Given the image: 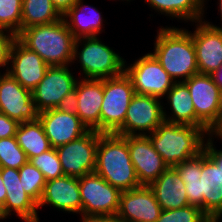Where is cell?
Masks as SVG:
<instances>
[{
    "mask_svg": "<svg viewBox=\"0 0 222 222\" xmlns=\"http://www.w3.org/2000/svg\"><path fill=\"white\" fill-rule=\"evenodd\" d=\"M94 172L120 191L142 186L131 161L127 140L116 133L98 132Z\"/></svg>",
    "mask_w": 222,
    "mask_h": 222,
    "instance_id": "3957f363",
    "label": "cell"
},
{
    "mask_svg": "<svg viewBox=\"0 0 222 222\" xmlns=\"http://www.w3.org/2000/svg\"><path fill=\"white\" fill-rule=\"evenodd\" d=\"M134 95L132 81L125 72L117 77L103 79L100 133H115L123 125Z\"/></svg>",
    "mask_w": 222,
    "mask_h": 222,
    "instance_id": "8992f818",
    "label": "cell"
},
{
    "mask_svg": "<svg viewBox=\"0 0 222 222\" xmlns=\"http://www.w3.org/2000/svg\"><path fill=\"white\" fill-rule=\"evenodd\" d=\"M7 217L5 216L3 209H2V205L0 204V220H4Z\"/></svg>",
    "mask_w": 222,
    "mask_h": 222,
    "instance_id": "bcb514c9",
    "label": "cell"
},
{
    "mask_svg": "<svg viewBox=\"0 0 222 222\" xmlns=\"http://www.w3.org/2000/svg\"><path fill=\"white\" fill-rule=\"evenodd\" d=\"M155 38L152 54L175 82H184L199 73L195 46L188 29L160 26Z\"/></svg>",
    "mask_w": 222,
    "mask_h": 222,
    "instance_id": "6da1fadb",
    "label": "cell"
},
{
    "mask_svg": "<svg viewBox=\"0 0 222 222\" xmlns=\"http://www.w3.org/2000/svg\"><path fill=\"white\" fill-rule=\"evenodd\" d=\"M156 222H213L200 207L188 205L178 209L162 210Z\"/></svg>",
    "mask_w": 222,
    "mask_h": 222,
    "instance_id": "d6a6232c",
    "label": "cell"
},
{
    "mask_svg": "<svg viewBox=\"0 0 222 222\" xmlns=\"http://www.w3.org/2000/svg\"><path fill=\"white\" fill-rule=\"evenodd\" d=\"M219 9H218V11L221 13L220 14V16H221V21H222V0H219ZM209 25H211V26H213V27H216V28H220V29H222V27H217L216 25H214V24H212L211 22H208V21H206Z\"/></svg>",
    "mask_w": 222,
    "mask_h": 222,
    "instance_id": "ee69618b",
    "label": "cell"
},
{
    "mask_svg": "<svg viewBox=\"0 0 222 222\" xmlns=\"http://www.w3.org/2000/svg\"><path fill=\"white\" fill-rule=\"evenodd\" d=\"M163 105L158 97L135 94L127 109L123 125L115 133L128 136L148 135L154 132L164 122Z\"/></svg>",
    "mask_w": 222,
    "mask_h": 222,
    "instance_id": "30bf717a",
    "label": "cell"
},
{
    "mask_svg": "<svg viewBox=\"0 0 222 222\" xmlns=\"http://www.w3.org/2000/svg\"><path fill=\"white\" fill-rule=\"evenodd\" d=\"M57 11L63 16L76 2V0H51Z\"/></svg>",
    "mask_w": 222,
    "mask_h": 222,
    "instance_id": "f35d334b",
    "label": "cell"
},
{
    "mask_svg": "<svg viewBox=\"0 0 222 222\" xmlns=\"http://www.w3.org/2000/svg\"><path fill=\"white\" fill-rule=\"evenodd\" d=\"M6 200V189L0 174V204L3 206Z\"/></svg>",
    "mask_w": 222,
    "mask_h": 222,
    "instance_id": "7bdbcfd3",
    "label": "cell"
},
{
    "mask_svg": "<svg viewBox=\"0 0 222 222\" xmlns=\"http://www.w3.org/2000/svg\"><path fill=\"white\" fill-rule=\"evenodd\" d=\"M23 0H0V30L21 31Z\"/></svg>",
    "mask_w": 222,
    "mask_h": 222,
    "instance_id": "4dcf8cb0",
    "label": "cell"
},
{
    "mask_svg": "<svg viewBox=\"0 0 222 222\" xmlns=\"http://www.w3.org/2000/svg\"><path fill=\"white\" fill-rule=\"evenodd\" d=\"M128 143L131 161L141 185L148 186L167 168L161 155L153 148L147 135L124 136Z\"/></svg>",
    "mask_w": 222,
    "mask_h": 222,
    "instance_id": "5bb4252c",
    "label": "cell"
},
{
    "mask_svg": "<svg viewBox=\"0 0 222 222\" xmlns=\"http://www.w3.org/2000/svg\"><path fill=\"white\" fill-rule=\"evenodd\" d=\"M38 119L53 148L76 140L89 131L77 114L61 112L56 108L39 112Z\"/></svg>",
    "mask_w": 222,
    "mask_h": 222,
    "instance_id": "2e32d148",
    "label": "cell"
},
{
    "mask_svg": "<svg viewBox=\"0 0 222 222\" xmlns=\"http://www.w3.org/2000/svg\"><path fill=\"white\" fill-rule=\"evenodd\" d=\"M12 63V64H11ZM8 73L31 92L44 78L49 65L16 40L11 48Z\"/></svg>",
    "mask_w": 222,
    "mask_h": 222,
    "instance_id": "d6986e66",
    "label": "cell"
},
{
    "mask_svg": "<svg viewBox=\"0 0 222 222\" xmlns=\"http://www.w3.org/2000/svg\"><path fill=\"white\" fill-rule=\"evenodd\" d=\"M78 107V99H77V92H76V86L73 91L66 94L60 103L57 105L56 109L61 112H67L70 114H76Z\"/></svg>",
    "mask_w": 222,
    "mask_h": 222,
    "instance_id": "8d00e7d4",
    "label": "cell"
},
{
    "mask_svg": "<svg viewBox=\"0 0 222 222\" xmlns=\"http://www.w3.org/2000/svg\"><path fill=\"white\" fill-rule=\"evenodd\" d=\"M82 214L116 216L121 191L95 172L79 178Z\"/></svg>",
    "mask_w": 222,
    "mask_h": 222,
    "instance_id": "ba28073f",
    "label": "cell"
},
{
    "mask_svg": "<svg viewBox=\"0 0 222 222\" xmlns=\"http://www.w3.org/2000/svg\"><path fill=\"white\" fill-rule=\"evenodd\" d=\"M165 98H167L172 112L169 116L163 108L165 122L199 127L208 135L211 134V131L196 117L190 91L184 82H175Z\"/></svg>",
    "mask_w": 222,
    "mask_h": 222,
    "instance_id": "cb8c5ba5",
    "label": "cell"
},
{
    "mask_svg": "<svg viewBox=\"0 0 222 222\" xmlns=\"http://www.w3.org/2000/svg\"><path fill=\"white\" fill-rule=\"evenodd\" d=\"M53 206L57 210L82 214V201L79 190V178L63 175L46 181L38 209Z\"/></svg>",
    "mask_w": 222,
    "mask_h": 222,
    "instance_id": "ffe728a7",
    "label": "cell"
},
{
    "mask_svg": "<svg viewBox=\"0 0 222 222\" xmlns=\"http://www.w3.org/2000/svg\"><path fill=\"white\" fill-rule=\"evenodd\" d=\"M148 186L162 210L178 209L190 205L185 183L174 167H168Z\"/></svg>",
    "mask_w": 222,
    "mask_h": 222,
    "instance_id": "603a6c76",
    "label": "cell"
},
{
    "mask_svg": "<svg viewBox=\"0 0 222 222\" xmlns=\"http://www.w3.org/2000/svg\"><path fill=\"white\" fill-rule=\"evenodd\" d=\"M29 161L43 173L46 181L64 175L58 154L53 147L38 156L32 157Z\"/></svg>",
    "mask_w": 222,
    "mask_h": 222,
    "instance_id": "836d02e7",
    "label": "cell"
},
{
    "mask_svg": "<svg viewBox=\"0 0 222 222\" xmlns=\"http://www.w3.org/2000/svg\"><path fill=\"white\" fill-rule=\"evenodd\" d=\"M111 222H129V221L120 219L117 216H111Z\"/></svg>",
    "mask_w": 222,
    "mask_h": 222,
    "instance_id": "f6af8a7d",
    "label": "cell"
},
{
    "mask_svg": "<svg viewBox=\"0 0 222 222\" xmlns=\"http://www.w3.org/2000/svg\"><path fill=\"white\" fill-rule=\"evenodd\" d=\"M212 139H214L213 136L208 135L203 150L217 164L219 169L222 170V150L216 149L217 147L213 144L214 140Z\"/></svg>",
    "mask_w": 222,
    "mask_h": 222,
    "instance_id": "74e56055",
    "label": "cell"
},
{
    "mask_svg": "<svg viewBox=\"0 0 222 222\" xmlns=\"http://www.w3.org/2000/svg\"><path fill=\"white\" fill-rule=\"evenodd\" d=\"M207 0H145L155 12L195 23L204 19L205 3Z\"/></svg>",
    "mask_w": 222,
    "mask_h": 222,
    "instance_id": "484cf974",
    "label": "cell"
},
{
    "mask_svg": "<svg viewBox=\"0 0 222 222\" xmlns=\"http://www.w3.org/2000/svg\"><path fill=\"white\" fill-rule=\"evenodd\" d=\"M82 216L81 222H111V216L107 215H85L80 214Z\"/></svg>",
    "mask_w": 222,
    "mask_h": 222,
    "instance_id": "ab89813d",
    "label": "cell"
},
{
    "mask_svg": "<svg viewBox=\"0 0 222 222\" xmlns=\"http://www.w3.org/2000/svg\"><path fill=\"white\" fill-rule=\"evenodd\" d=\"M205 135L202 128L164 121L147 136L168 167H174L203 151Z\"/></svg>",
    "mask_w": 222,
    "mask_h": 222,
    "instance_id": "277c9868",
    "label": "cell"
},
{
    "mask_svg": "<svg viewBox=\"0 0 222 222\" xmlns=\"http://www.w3.org/2000/svg\"><path fill=\"white\" fill-rule=\"evenodd\" d=\"M15 137L28 161L52 148L39 119L20 123Z\"/></svg>",
    "mask_w": 222,
    "mask_h": 222,
    "instance_id": "4316f807",
    "label": "cell"
},
{
    "mask_svg": "<svg viewBox=\"0 0 222 222\" xmlns=\"http://www.w3.org/2000/svg\"><path fill=\"white\" fill-rule=\"evenodd\" d=\"M0 174L6 189V200L2 206L5 216L13 215V211L24 222H39L37 203L23 189L19 171L0 167Z\"/></svg>",
    "mask_w": 222,
    "mask_h": 222,
    "instance_id": "ac0fdd59",
    "label": "cell"
},
{
    "mask_svg": "<svg viewBox=\"0 0 222 222\" xmlns=\"http://www.w3.org/2000/svg\"><path fill=\"white\" fill-rule=\"evenodd\" d=\"M16 40L17 35L13 32L0 30V68H6V73H8L11 48Z\"/></svg>",
    "mask_w": 222,
    "mask_h": 222,
    "instance_id": "e575fe53",
    "label": "cell"
},
{
    "mask_svg": "<svg viewBox=\"0 0 222 222\" xmlns=\"http://www.w3.org/2000/svg\"><path fill=\"white\" fill-rule=\"evenodd\" d=\"M19 124L17 120L11 119L0 112V139L15 136Z\"/></svg>",
    "mask_w": 222,
    "mask_h": 222,
    "instance_id": "d590c367",
    "label": "cell"
},
{
    "mask_svg": "<svg viewBox=\"0 0 222 222\" xmlns=\"http://www.w3.org/2000/svg\"><path fill=\"white\" fill-rule=\"evenodd\" d=\"M62 19V15L54 7L51 0H23L21 30L33 25L54 23Z\"/></svg>",
    "mask_w": 222,
    "mask_h": 222,
    "instance_id": "83f0119b",
    "label": "cell"
},
{
    "mask_svg": "<svg viewBox=\"0 0 222 222\" xmlns=\"http://www.w3.org/2000/svg\"><path fill=\"white\" fill-rule=\"evenodd\" d=\"M211 136H215V138H220L222 140V117L219 124L212 130ZM217 136V137H216Z\"/></svg>",
    "mask_w": 222,
    "mask_h": 222,
    "instance_id": "b9f144b4",
    "label": "cell"
},
{
    "mask_svg": "<svg viewBox=\"0 0 222 222\" xmlns=\"http://www.w3.org/2000/svg\"><path fill=\"white\" fill-rule=\"evenodd\" d=\"M28 161L16 137L0 139V167L19 169Z\"/></svg>",
    "mask_w": 222,
    "mask_h": 222,
    "instance_id": "1f68e13d",
    "label": "cell"
},
{
    "mask_svg": "<svg viewBox=\"0 0 222 222\" xmlns=\"http://www.w3.org/2000/svg\"><path fill=\"white\" fill-rule=\"evenodd\" d=\"M76 114L89 130L100 133V110L103 101V79L77 80Z\"/></svg>",
    "mask_w": 222,
    "mask_h": 222,
    "instance_id": "7402d4cb",
    "label": "cell"
},
{
    "mask_svg": "<svg viewBox=\"0 0 222 222\" xmlns=\"http://www.w3.org/2000/svg\"><path fill=\"white\" fill-rule=\"evenodd\" d=\"M83 3V0H76L75 4L62 16L76 39L96 37L103 32L102 28H104L100 11Z\"/></svg>",
    "mask_w": 222,
    "mask_h": 222,
    "instance_id": "d4e9b609",
    "label": "cell"
},
{
    "mask_svg": "<svg viewBox=\"0 0 222 222\" xmlns=\"http://www.w3.org/2000/svg\"><path fill=\"white\" fill-rule=\"evenodd\" d=\"M191 33L200 74H212L222 65V29L209 25L206 20L197 21Z\"/></svg>",
    "mask_w": 222,
    "mask_h": 222,
    "instance_id": "9a60e30c",
    "label": "cell"
},
{
    "mask_svg": "<svg viewBox=\"0 0 222 222\" xmlns=\"http://www.w3.org/2000/svg\"><path fill=\"white\" fill-rule=\"evenodd\" d=\"M76 60L80 63L84 79L117 77L123 74L125 69L123 57L102 43L97 36L75 40L72 64L76 63Z\"/></svg>",
    "mask_w": 222,
    "mask_h": 222,
    "instance_id": "5b68a950",
    "label": "cell"
},
{
    "mask_svg": "<svg viewBox=\"0 0 222 222\" xmlns=\"http://www.w3.org/2000/svg\"><path fill=\"white\" fill-rule=\"evenodd\" d=\"M126 63L125 60L124 72L131 79L135 94L162 99L175 83L152 53L139 57L129 66Z\"/></svg>",
    "mask_w": 222,
    "mask_h": 222,
    "instance_id": "52a82bcc",
    "label": "cell"
},
{
    "mask_svg": "<svg viewBox=\"0 0 222 222\" xmlns=\"http://www.w3.org/2000/svg\"><path fill=\"white\" fill-rule=\"evenodd\" d=\"M210 75H211L214 83L222 91V65Z\"/></svg>",
    "mask_w": 222,
    "mask_h": 222,
    "instance_id": "60d3db41",
    "label": "cell"
},
{
    "mask_svg": "<svg viewBox=\"0 0 222 222\" xmlns=\"http://www.w3.org/2000/svg\"><path fill=\"white\" fill-rule=\"evenodd\" d=\"M0 112L19 123L38 119L32 92L9 73L0 75Z\"/></svg>",
    "mask_w": 222,
    "mask_h": 222,
    "instance_id": "4fadbf2b",
    "label": "cell"
},
{
    "mask_svg": "<svg viewBox=\"0 0 222 222\" xmlns=\"http://www.w3.org/2000/svg\"><path fill=\"white\" fill-rule=\"evenodd\" d=\"M174 168L185 183L189 204L200 207L203 211V195H200L201 152Z\"/></svg>",
    "mask_w": 222,
    "mask_h": 222,
    "instance_id": "f1b7e54d",
    "label": "cell"
},
{
    "mask_svg": "<svg viewBox=\"0 0 222 222\" xmlns=\"http://www.w3.org/2000/svg\"><path fill=\"white\" fill-rule=\"evenodd\" d=\"M18 171L23 189L38 204L46 184L43 173L30 161L22 165Z\"/></svg>",
    "mask_w": 222,
    "mask_h": 222,
    "instance_id": "f546056e",
    "label": "cell"
},
{
    "mask_svg": "<svg viewBox=\"0 0 222 222\" xmlns=\"http://www.w3.org/2000/svg\"><path fill=\"white\" fill-rule=\"evenodd\" d=\"M98 132L89 130L80 138L55 148L64 175L83 177L96 167Z\"/></svg>",
    "mask_w": 222,
    "mask_h": 222,
    "instance_id": "8fae6325",
    "label": "cell"
},
{
    "mask_svg": "<svg viewBox=\"0 0 222 222\" xmlns=\"http://www.w3.org/2000/svg\"><path fill=\"white\" fill-rule=\"evenodd\" d=\"M200 195L203 212L213 221L222 217V170L203 150L201 152Z\"/></svg>",
    "mask_w": 222,
    "mask_h": 222,
    "instance_id": "44dd1931",
    "label": "cell"
},
{
    "mask_svg": "<svg viewBox=\"0 0 222 222\" xmlns=\"http://www.w3.org/2000/svg\"><path fill=\"white\" fill-rule=\"evenodd\" d=\"M17 40L37 53L49 66H71L76 38L65 21L33 25L21 30Z\"/></svg>",
    "mask_w": 222,
    "mask_h": 222,
    "instance_id": "7a4b0ae2",
    "label": "cell"
},
{
    "mask_svg": "<svg viewBox=\"0 0 222 222\" xmlns=\"http://www.w3.org/2000/svg\"><path fill=\"white\" fill-rule=\"evenodd\" d=\"M184 83L190 91L196 117L212 132L222 117V91L208 74L192 75Z\"/></svg>",
    "mask_w": 222,
    "mask_h": 222,
    "instance_id": "9c48e42d",
    "label": "cell"
},
{
    "mask_svg": "<svg viewBox=\"0 0 222 222\" xmlns=\"http://www.w3.org/2000/svg\"><path fill=\"white\" fill-rule=\"evenodd\" d=\"M162 209L149 186L121 191L117 217L129 222H156Z\"/></svg>",
    "mask_w": 222,
    "mask_h": 222,
    "instance_id": "e0dca14e",
    "label": "cell"
},
{
    "mask_svg": "<svg viewBox=\"0 0 222 222\" xmlns=\"http://www.w3.org/2000/svg\"><path fill=\"white\" fill-rule=\"evenodd\" d=\"M69 66H49L44 78L32 91L38 112L55 109L62 98L75 89L77 78Z\"/></svg>",
    "mask_w": 222,
    "mask_h": 222,
    "instance_id": "7c38bea8",
    "label": "cell"
}]
</instances>
